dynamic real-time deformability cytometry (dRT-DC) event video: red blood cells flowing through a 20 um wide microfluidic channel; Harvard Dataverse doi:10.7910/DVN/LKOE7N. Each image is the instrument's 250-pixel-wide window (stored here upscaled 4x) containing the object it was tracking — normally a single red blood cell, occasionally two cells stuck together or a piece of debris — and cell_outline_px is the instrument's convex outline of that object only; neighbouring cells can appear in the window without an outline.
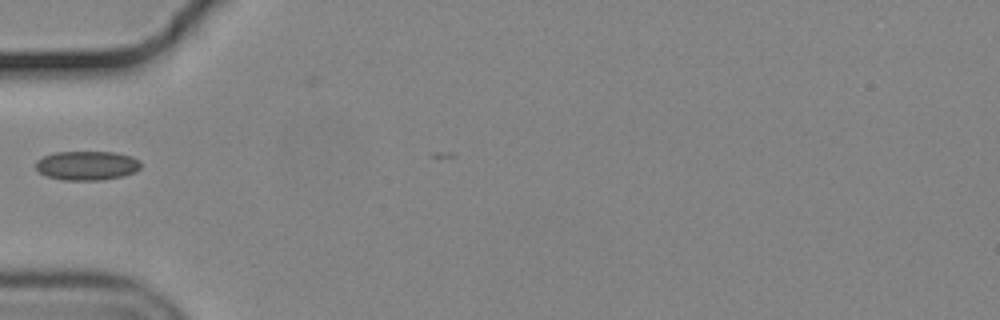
{"species": "common noctule bat (a hibernating species)", "species_latin": "Nyctalus noctula", "temperature_condition": "cold", "stored_images_in_passage": 24, "camera_frame_rate_fps": 3000, "um_per_image_px": 0.085, "animal": {"sex": "male", "body_mass_g": 19.2, "forearm_length_mm": 51.8}, "frame": {"image": 1, "passage_image": 1, "time_ms": 0.0, "image_size_px": [1000, 320], "cell_outline_px": [[140, 168], [136, 172], [124, 176], [100, 180], [60, 180], [44, 176], [36, 168], [36, 160], [44, 156], [56, 152], [116, 152], [132, 156], [140, 160]], "centroid_in_image_um": [7.4, 14.08], "position_along_channel_um": 77.6, "area_um2": 18.09}}